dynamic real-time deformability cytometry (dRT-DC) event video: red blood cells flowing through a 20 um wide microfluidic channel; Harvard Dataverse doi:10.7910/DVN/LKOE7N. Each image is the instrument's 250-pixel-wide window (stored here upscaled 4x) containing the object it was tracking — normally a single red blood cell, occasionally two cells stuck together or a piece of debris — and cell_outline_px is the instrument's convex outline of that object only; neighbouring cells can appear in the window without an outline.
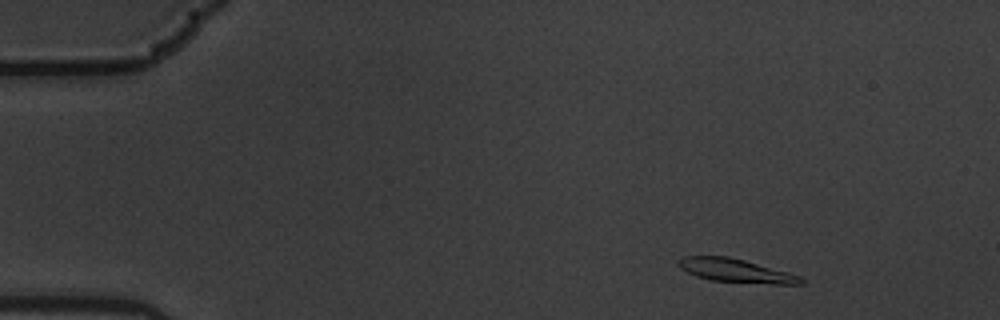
{"species": "common noctule bat (a hibernating species)", "species_latin": "Nyctalus noctula", "temperature_condition": "warm", "stored_images_in_passage": 4, "camera_frame_rate_fps": 3000, "um_per_image_px": 0.085, "animal": {"sex": "male", "body_mass_g": 19.5, "forearm_length_mm": 54.6}, "frame": {"image": 1, "passage_image": 1, "time_ms": 0.0, "image_size_px": [1000, 320], "cell_outline_px": [[804, 284], [772, 284], [712, 280], [696, 276], [680, 268], [676, 264], [676, 260], [684, 256], [728, 256], [744, 260], [788, 272], [800, 276], [804, 280]], "centroid_in_image_um": [62.52, 22.99], "position_along_channel_um": 22.5, "area_um2": 16.7}}
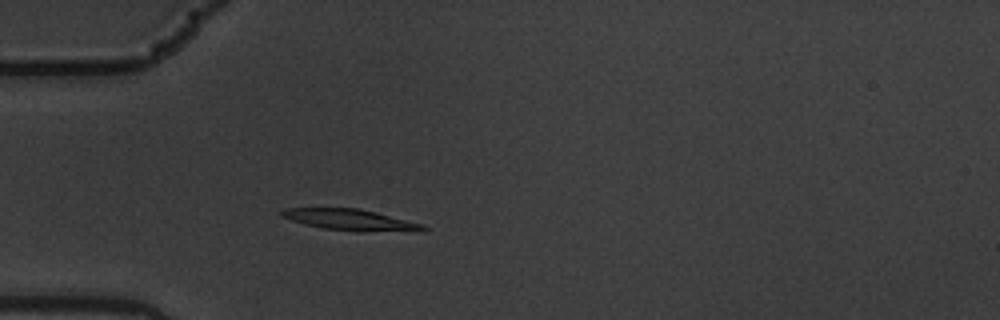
{"frame": {"image": 2, "passage_image": 4, "time_ms": 1.0, "image_size_px": [1000, 320], "cell_outline_px": [[432, 228], [416, 232], [324, 228], [304, 224], [280, 216], [280, 212], [284, 208], [360, 208], [424, 224]], "centroid_in_image_um": [29.84, 18.66], "position_along_channel_um": 55.2, "area_um2": 17.05}}